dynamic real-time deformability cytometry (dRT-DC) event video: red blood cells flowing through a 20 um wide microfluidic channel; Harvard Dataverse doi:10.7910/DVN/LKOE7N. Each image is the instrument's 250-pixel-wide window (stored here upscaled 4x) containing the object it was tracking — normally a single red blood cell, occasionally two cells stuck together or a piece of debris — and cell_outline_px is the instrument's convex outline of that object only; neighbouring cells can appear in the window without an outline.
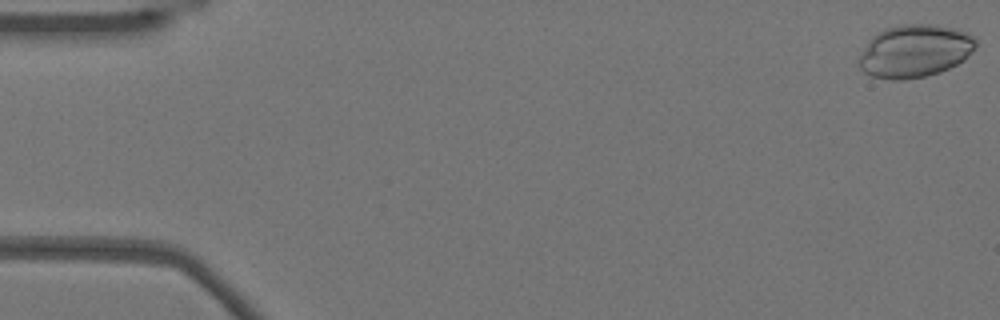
{"species": "Egyptian fruit bat (a non-hibernating species)", "species_latin": "Rousettus aegyptiacus", "temperature_condition": "warm", "stored_images_in_passage": 53, "camera_frame_rate_fps": 3000, "um_per_image_px": 0.085, "animal": {"sex": "female"}, "frame": {"image": 1, "passage_image": 1, "time_ms": 0.0, "image_size_px": [1000, 320], "cell_outline_px": [[976, 48], [964, 60], [940, 72], [924, 76], [904, 80], [892, 80], [872, 76], [864, 72], [860, 68], [860, 56], [872, 36], [884, 28], [900, 24], [928, 24], [952, 28], [968, 32], [976, 40]], "centroid_in_image_um": [77.77, 4.33], "position_along_channel_um": 7.2, "area_um2": 35.78}}
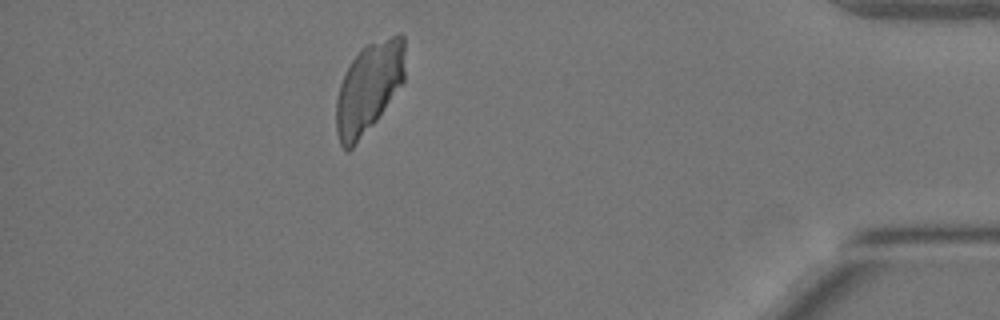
{"frame": {"image": 2, "passage_image": 47, "time_ms": 15.333, "image_size_px": [1000, 320], "cell_outline_px": [[404, 80], [376, 120], [356, 144], [348, 152], [344, 152], [340, 144], [336, 132], [336, 100], [340, 84], [352, 60], [368, 44], [400, 32], [404, 36]], "centroid_in_image_um": [31.33, 7.48], "position_along_channel_um": 403.9, "area_um2": 35.84}}